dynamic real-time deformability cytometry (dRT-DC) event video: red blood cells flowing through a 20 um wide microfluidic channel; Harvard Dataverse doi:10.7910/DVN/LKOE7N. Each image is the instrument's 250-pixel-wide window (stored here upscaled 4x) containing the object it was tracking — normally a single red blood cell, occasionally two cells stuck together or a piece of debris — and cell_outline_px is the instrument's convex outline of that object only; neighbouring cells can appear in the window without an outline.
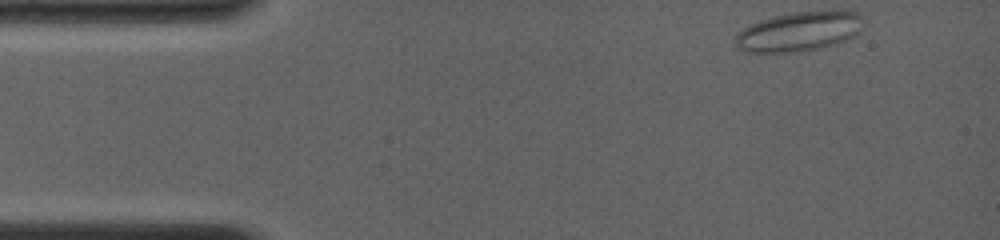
{"species": "common noctule bat (a hibernating species)", "species_latin": "Nyctalus noctula", "temperature_condition": "room temperature", "stored_images_in_passage": 31, "camera_frame_rate_fps": 4000, "um_per_image_px": 0.085, "animal": {"sex": "female", "body_mass_g": 19.0, "forearm_length_mm": 56.7}, "frame": {"image": 1, "passage_image": 1, "time_ms": 0.0, "image_size_px": [1000, 240], "cell_outline_px": [[864, 20], [860, 32], [856, 36], [836, 44], [796, 52], [748, 52], [736, 48], [736, 32], [760, 20], [792, 12], [856, 12]], "centroid_in_image_um": [67.91, 2.7], "position_along_channel_um": 17.1, "area_um2": 29.07}}
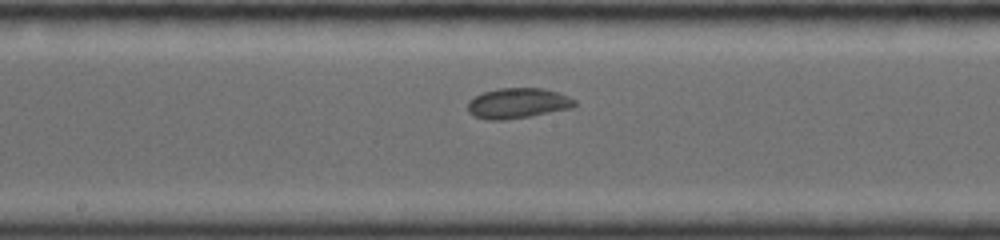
{"frame": {"image": 2, "passage_image": 15, "time_ms": 6.75, "image_size_px": [1000, 240], "cell_outline_px": [[576, 104], [572, 108], [532, 116], [504, 120], [488, 120], [476, 116], [468, 112], [468, 100], [484, 92], [500, 88], [544, 88], [568, 96], [576, 100]], "centroid_in_image_um": [44.02, 8.78], "position_along_channel_um": 204.2, "area_um2": 18.9}}
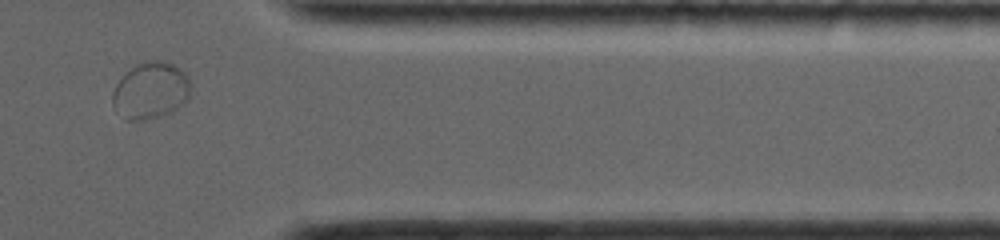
{"frame": {"image": 3, "passage_image": 27, "time_ms": 11.75, "image_size_px": [1000, 240], "cell_outline_px": [[192, 84], [188, 96], [172, 112], [160, 116], [144, 120], [124, 120], [112, 104], [112, 92], [116, 84], [136, 64], [144, 60], [156, 60], [172, 64], [180, 68], [188, 76]], "centroid_in_image_um": [12.8, 7.7], "position_along_channel_um": 398.6, "area_um2": 25.72}}